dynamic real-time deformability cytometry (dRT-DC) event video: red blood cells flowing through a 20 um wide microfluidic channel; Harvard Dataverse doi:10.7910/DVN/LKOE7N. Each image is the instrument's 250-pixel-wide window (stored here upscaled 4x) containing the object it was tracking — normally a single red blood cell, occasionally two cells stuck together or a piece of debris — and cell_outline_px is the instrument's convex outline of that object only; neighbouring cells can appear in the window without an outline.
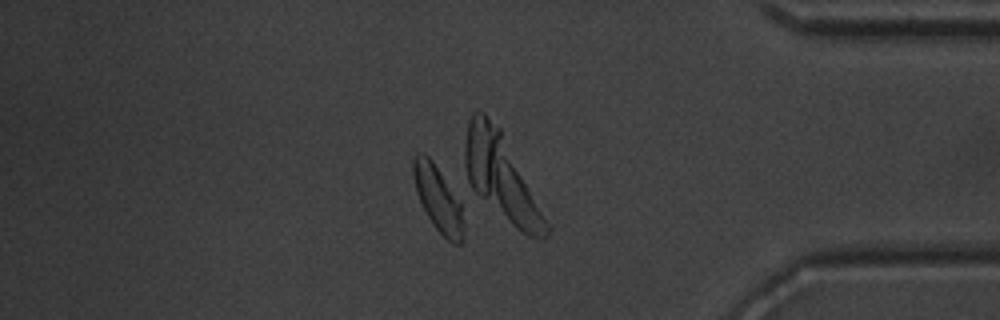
{"species": "common noctule bat (a hibernating species)", "species_latin": "Nyctalus noctula", "temperature_condition": "warm", "stored_images_in_passage": 51, "camera_frame_rate_fps": 3000, "um_per_image_px": 0.085, "animal": {"sex": "male", "body_mass_g": 20.1, "forearm_length_mm": 53.5}, "frame": {"image": 1, "passage_image": 44, "time_ms": 14.333, "image_size_px": [1000, 320], "cell_outline_px": [[464, 232], [460, 244], [456, 244], [448, 240], [432, 224], [416, 192], [412, 176], [412, 160], [416, 152], [424, 152], [432, 160], [460, 204], [464, 224]], "centroid_in_image_um": [37.19, 16.86], "position_along_channel_um": 398.0, "area_um2": 18.79}, "authors_computed_cell_mechanics": {"area_um2": 20.0566, "velocity_mm_per_s": 3.8984, "shape_relaxation_time_tau1_ms": 1.9411, "shape_relaxation_time_tau2_ms": 1.2842, "deformation_change_tau1": 0.107, "deformation_change_tau2": 0.0403}}